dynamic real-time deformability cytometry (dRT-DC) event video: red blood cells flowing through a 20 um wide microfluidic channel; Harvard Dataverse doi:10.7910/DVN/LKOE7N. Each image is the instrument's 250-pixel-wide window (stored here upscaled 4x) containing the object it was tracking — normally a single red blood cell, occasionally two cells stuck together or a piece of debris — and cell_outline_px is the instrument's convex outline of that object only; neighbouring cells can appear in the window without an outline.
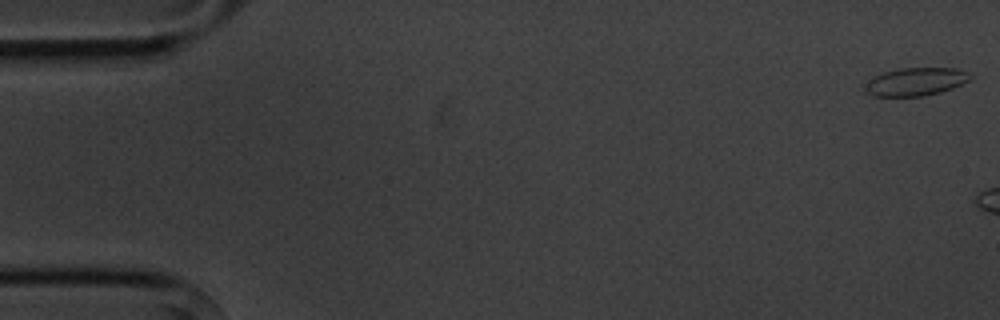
{"species": "common noctule bat (a hibernating species)", "species_latin": "Nyctalus noctula", "temperature_condition": "cold", "stored_images_in_passage": 3, "camera_frame_rate_fps": 3000, "um_per_image_px": 0.085, "animal": {"sex": "male", "body_mass_g": 20.1, "forearm_length_mm": 53.5}, "frame": {"image": 1, "passage_image": 1, "time_ms": 0.0, "image_size_px": [1000, 320], "cell_outline_px": [[972, 76], [968, 80], [952, 88], [940, 92], [924, 96], [872, 96], [864, 92], [864, 88], [876, 76], [884, 72], [900, 68], [956, 68], [968, 72]], "centroid_in_image_um": [77.84, 6.95], "position_along_channel_um": 7.2, "area_um2": 16.94}}